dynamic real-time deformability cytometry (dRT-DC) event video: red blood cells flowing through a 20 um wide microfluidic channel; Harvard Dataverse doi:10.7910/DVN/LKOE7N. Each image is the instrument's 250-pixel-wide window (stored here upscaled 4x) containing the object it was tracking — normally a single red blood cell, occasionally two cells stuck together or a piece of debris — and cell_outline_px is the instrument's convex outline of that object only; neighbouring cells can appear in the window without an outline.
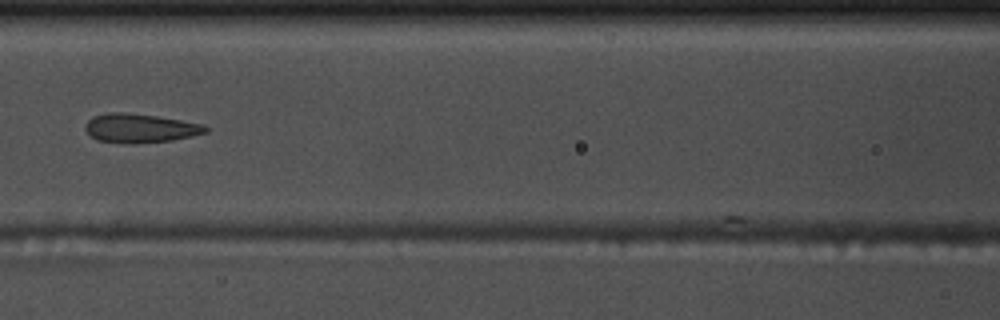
{"species": "common noctule bat (a hibernating species)", "species_latin": "Nyctalus noctula", "temperature_condition": "warm", "stored_images_in_passage": 6, "camera_frame_rate_fps": 3000, "um_per_image_px": 0.085, "animal": {"sex": "male", "body_mass_g": 17.5, "forearm_length_mm": 52.3}, "frame": {"image": 1, "passage_image": 6, "time_ms": 1.667, "image_size_px": [1000, 320], "cell_outline_px": [[208, 132], [192, 136], [172, 140], [132, 144], [128, 144], [96, 140], [84, 128], [84, 124], [92, 116], [108, 112], [124, 112], [156, 116], [204, 124], [208, 128]], "centroid_in_image_um": [11.89, 10.89], "position_along_channel_um": 154.7, "area_um2": 20.4}}